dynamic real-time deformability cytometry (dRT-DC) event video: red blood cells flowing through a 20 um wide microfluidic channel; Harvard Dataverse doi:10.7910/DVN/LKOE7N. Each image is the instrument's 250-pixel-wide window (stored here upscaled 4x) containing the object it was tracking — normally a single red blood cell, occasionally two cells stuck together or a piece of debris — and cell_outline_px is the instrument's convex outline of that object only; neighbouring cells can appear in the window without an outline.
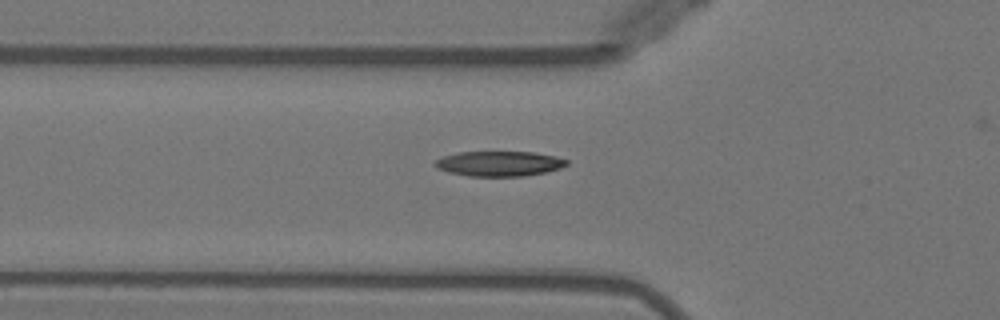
{"species": "Egyptian fruit bat (a non-hibernating species)", "species_latin": "Rousettus aegyptiacus", "temperature_condition": "warm", "stored_images_in_passage": 34, "camera_frame_rate_fps": 3000, "um_per_image_px": 0.085, "animal": {"sex": "female"}, "frame": {"image": 1, "passage_image": 2, "time_ms": 0.333, "image_size_px": [1000, 320], "cell_outline_px": [[568, 164], [560, 168], [548, 172], [524, 176], [468, 176], [448, 172], [436, 168], [432, 164], [436, 160], [444, 156], [460, 152], [536, 152], [556, 156], [568, 160]], "centroid_in_image_um": [42.45, 13.91], "position_along_channel_um": 83.4, "area_um2": 19.36}}
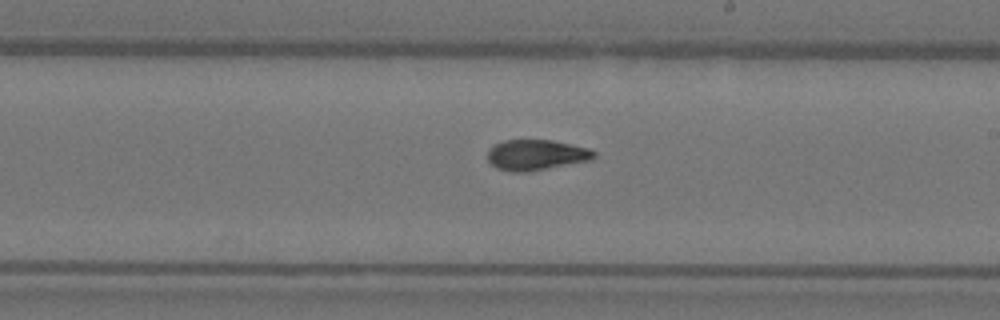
{"frame": {"image": 2, "passage_image": 14, "time_ms": 4.333, "image_size_px": [1000, 320], "cell_outline_px": [[596, 156], [592, 160], [528, 172], [512, 172], [496, 168], [488, 160], [488, 148], [504, 140], [552, 140], [588, 148], [596, 152]], "centroid_in_image_um": [45.58, 13.17], "position_along_channel_um": 243.4, "area_um2": 19.02}}
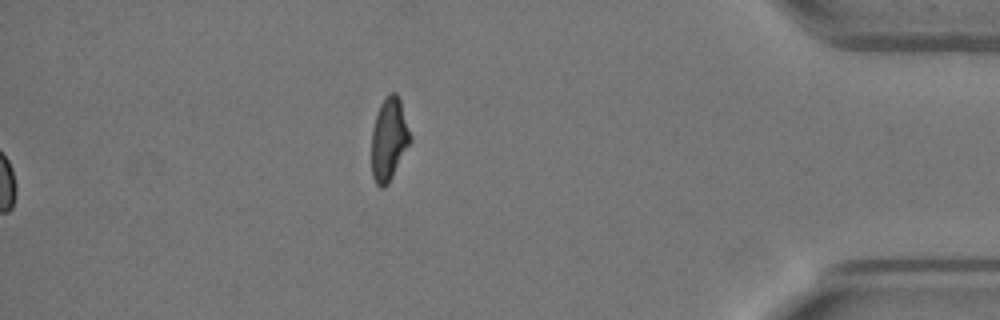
{"frame": {"image": 3, "passage_image": 29, "time_ms": 9.333, "image_size_px": [1000, 320], "cell_outline_px": [[412, 140], [388, 184], [384, 188], [380, 188], [376, 184], [372, 176], [372, 128], [376, 112], [384, 96], [388, 92], [396, 92], [400, 100], [412, 136]], "centroid_in_image_um": [33.06, 11.8], "position_along_channel_um": 402.1, "area_um2": 18.96}}